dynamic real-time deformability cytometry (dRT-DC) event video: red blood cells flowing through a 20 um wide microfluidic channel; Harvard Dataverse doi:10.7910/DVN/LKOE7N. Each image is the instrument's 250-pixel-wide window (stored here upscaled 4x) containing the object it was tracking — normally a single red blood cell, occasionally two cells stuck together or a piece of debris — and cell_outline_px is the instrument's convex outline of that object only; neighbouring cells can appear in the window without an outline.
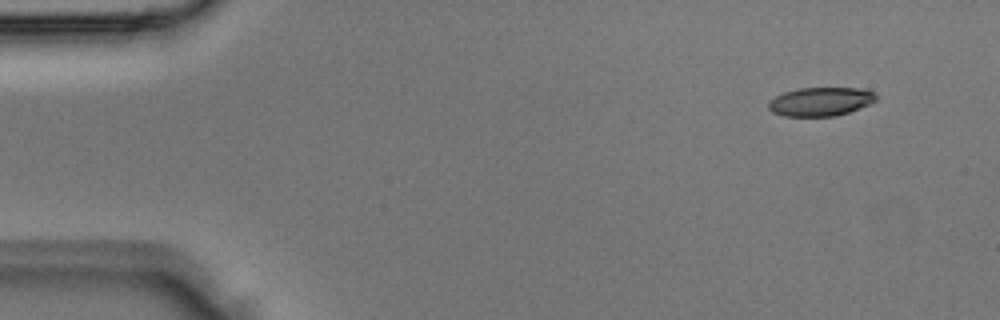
{"species": "Egyptian fruit bat (a non-hibernating species)", "species_latin": "Rousettus aegyptiacus", "temperature_condition": "room temperature", "stored_images_in_passage": 4, "camera_frame_rate_fps": 3000, "um_per_image_px": 0.085, "animal": {"sex": "male"}, "frame": {"image": 1, "passage_image": 4, "time_ms": 1.0, "image_size_px": [1000, 320], "cell_outline_px": [[876, 100], [868, 104], [848, 112], [836, 116], [784, 116], [772, 112], [768, 108], [768, 100], [784, 92], [800, 88], [864, 88], [872, 92], [876, 96]], "centroid_in_image_um": [69.71, 8.63], "position_along_channel_um": 15.3, "area_um2": 17.92}}